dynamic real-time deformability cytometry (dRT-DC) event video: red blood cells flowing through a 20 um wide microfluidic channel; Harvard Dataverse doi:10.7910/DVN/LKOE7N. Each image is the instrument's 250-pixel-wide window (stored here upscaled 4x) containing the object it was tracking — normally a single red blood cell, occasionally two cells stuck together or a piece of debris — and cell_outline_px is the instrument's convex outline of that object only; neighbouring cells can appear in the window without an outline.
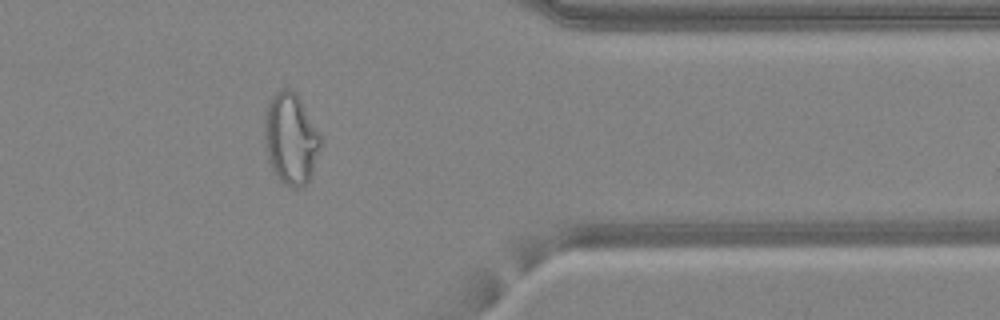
{"species": "common noctule bat (a hibernating species)", "species_latin": "Nyctalus noctula", "temperature_condition": "warm", "stored_images_in_passage": 39, "camera_frame_rate_fps": 3000, "um_per_image_px": 0.085, "animal": {"sex": "female", "body_mass_g": 24.6, "forearm_length_mm": 56.2}, "frame": {"image": 1, "passage_image": 30, "time_ms": 9.667, "image_size_px": [1000, 320], "cell_outline_px": [[320, 148], [312, 176], [308, 184], [300, 188], [292, 188], [280, 180], [276, 176], [268, 160], [264, 136], [264, 120], [268, 104], [272, 96], [276, 92], [284, 88], [288, 88], [296, 92], [320, 136]], "centroid_in_image_um": [24.71, 11.83], "position_along_channel_um": 386.7, "area_um2": 29.71}, "authors_computed_cell_mechanics": {"area_um2": 24.6806, "velocity_mm_per_s": 4.2995, "shape_relaxation_time_tau1_ms": null, "shape_relaxation_time_tau2_ms": 1.1946, "deformation_change_tau1": null, "deformation_change_tau2": 0.081}}